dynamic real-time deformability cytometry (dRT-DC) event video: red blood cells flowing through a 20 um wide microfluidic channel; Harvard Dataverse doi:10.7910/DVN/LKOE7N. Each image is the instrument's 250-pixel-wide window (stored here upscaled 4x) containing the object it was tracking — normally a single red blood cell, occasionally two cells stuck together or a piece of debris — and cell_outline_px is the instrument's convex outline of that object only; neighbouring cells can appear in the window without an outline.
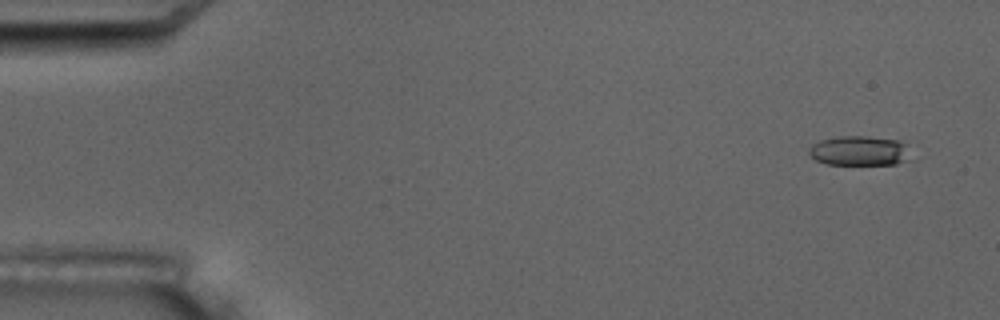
{"species": "common noctule bat (a hibernating species)", "species_latin": "Nyctalus noctula", "temperature_condition": "room temperature", "stored_images_in_passage": 5, "camera_frame_rate_fps": 3000, "um_per_image_px": 0.085, "animal": {"sex": "male", "body_mass_g": 17.5, "forearm_length_mm": 52.3}, "frame": {"image": 1, "passage_image": 1, "time_ms": 0.0, "image_size_px": [1000, 320], "cell_outline_px": [[912, 160], [896, 164], [828, 164], [816, 160], [808, 152], [808, 148], [812, 144], [820, 140], [836, 136], [868, 136], [900, 140], [904, 144]], "centroid_in_image_um": [73.06, 12.81], "position_along_channel_um": 11.9, "area_um2": 17.74}}